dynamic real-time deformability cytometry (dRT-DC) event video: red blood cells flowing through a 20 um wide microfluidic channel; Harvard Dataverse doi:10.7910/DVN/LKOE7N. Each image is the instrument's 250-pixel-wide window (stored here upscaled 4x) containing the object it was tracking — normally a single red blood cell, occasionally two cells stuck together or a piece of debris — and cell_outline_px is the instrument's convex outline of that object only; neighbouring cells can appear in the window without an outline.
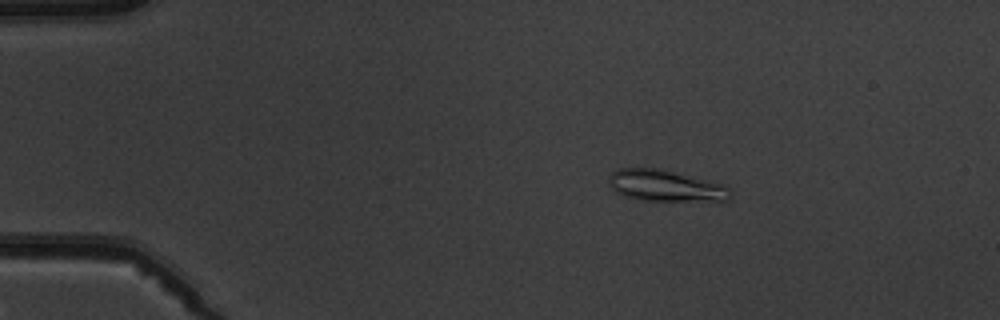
{"species": "common noctule bat (a hibernating species)", "species_latin": "Nyctalus noctula", "temperature_condition": "warm", "stored_images_in_passage": 5, "camera_frame_rate_fps": 3000, "um_per_image_px": 0.085, "animal": {"sex": "male", "body_mass_g": 19.5, "forearm_length_mm": 54.6}, "frame": {"image": 1, "passage_image": 3, "time_ms": 2.333, "image_size_px": [1000, 320], "cell_outline_px": [[732, 192], [728, 200], [644, 200], [624, 196], [616, 192], [608, 184], [608, 176], [612, 172], [620, 168], [664, 168], [724, 184]], "centroid_in_image_um": [56.55, 15.76], "position_along_channel_um": 28.5, "area_um2": 22.31}}